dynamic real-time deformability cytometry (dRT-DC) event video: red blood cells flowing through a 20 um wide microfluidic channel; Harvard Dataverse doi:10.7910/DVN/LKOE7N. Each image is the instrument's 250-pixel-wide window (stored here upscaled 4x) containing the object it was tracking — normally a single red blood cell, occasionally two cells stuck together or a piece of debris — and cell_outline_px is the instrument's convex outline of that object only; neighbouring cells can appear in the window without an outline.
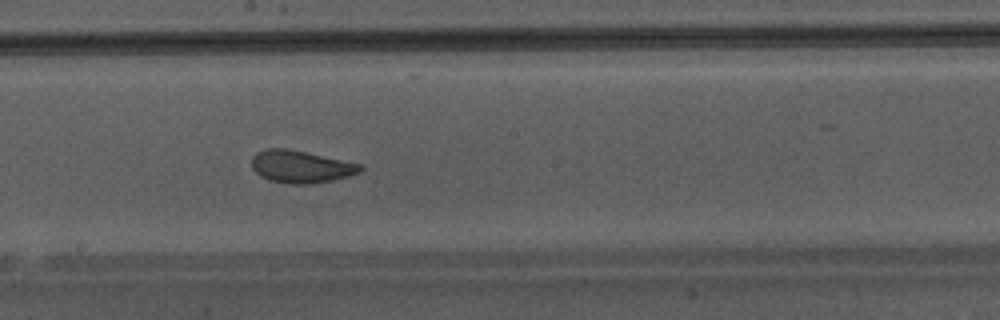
{"species": "Egyptian fruit bat (a non-hibernating species)", "species_latin": "Rousettus aegyptiacus", "temperature_condition": "warm", "stored_images_in_passage": 50, "camera_frame_rate_fps": 3000, "um_per_image_px": 0.085, "animal": {"sex": "male"}, "frame": {"image": 1, "passage_image": 29, "time_ms": 9.333, "image_size_px": [1000, 320], "cell_outline_px": [[364, 168], [360, 172], [348, 176], [332, 180], [312, 184], [292, 184], [268, 180], [260, 176], [252, 168], [252, 156], [256, 152], [268, 148], [288, 148], [364, 164]], "centroid_in_image_um": [25.59, 14.16], "position_along_channel_um": 222.6, "area_um2": 20.75}}